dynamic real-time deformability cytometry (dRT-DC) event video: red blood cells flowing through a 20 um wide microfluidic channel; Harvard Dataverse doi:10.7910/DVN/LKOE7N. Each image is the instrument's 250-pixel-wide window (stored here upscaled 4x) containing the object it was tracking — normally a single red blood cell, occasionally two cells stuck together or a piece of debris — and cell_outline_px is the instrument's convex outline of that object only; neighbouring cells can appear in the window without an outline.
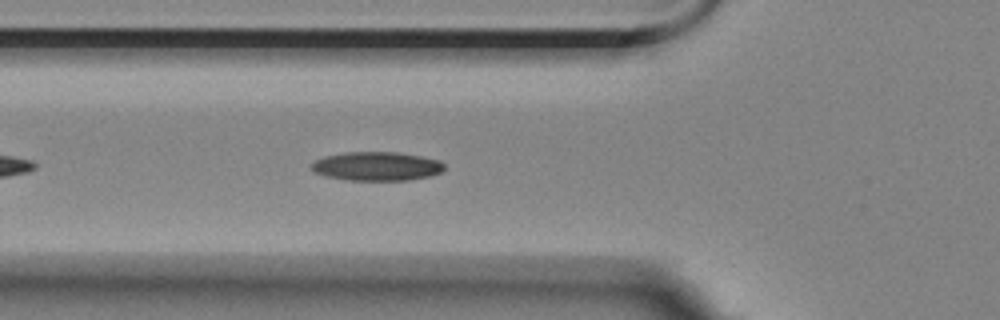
{"species": "Egyptian fruit bat (a non-hibernating species)", "species_latin": "Rousettus aegyptiacus", "temperature_condition": "room temperature", "stored_images_in_passage": 3, "camera_frame_rate_fps": 3000, "um_per_image_px": 0.085, "animal": {"sex": "female"}, "frame": {"image": 1, "passage_image": 3, "time_ms": 2.333, "image_size_px": [1000, 320], "cell_outline_px": [[444, 168], [440, 172], [428, 176], [408, 180], [348, 180], [328, 176], [316, 172], [312, 168], [312, 164], [316, 160], [324, 156], [344, 152], [400, 152], [440, 160], [444, 164]], "centroid_in_image_um": [32.04, 14.12], "position_along_channel_um": 93.8, "area_um2": 22.14}}